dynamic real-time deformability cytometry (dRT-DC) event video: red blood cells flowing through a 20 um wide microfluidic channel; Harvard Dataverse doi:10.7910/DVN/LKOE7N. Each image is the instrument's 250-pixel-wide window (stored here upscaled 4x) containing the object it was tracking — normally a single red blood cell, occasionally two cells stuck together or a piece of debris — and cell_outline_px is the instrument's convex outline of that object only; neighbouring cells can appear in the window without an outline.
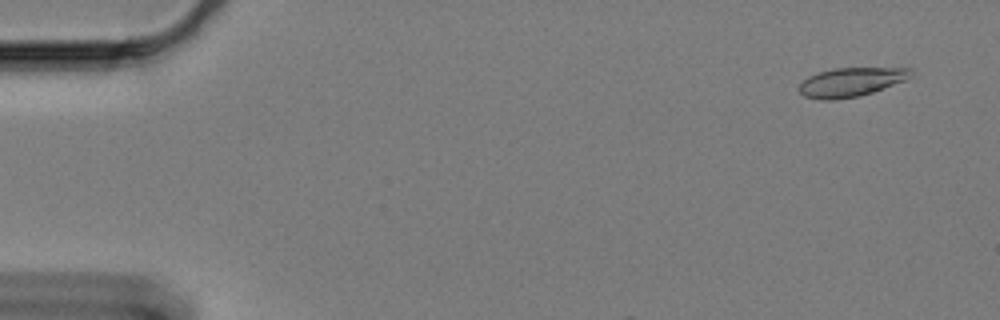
{"species": "Egyptian fruit bat (a non-hibernating species)", "species_latin": "Rousettus aegyptiacus", "temperature_condition": "cold", "stored_images_in_passage": 8, "camera_frame_rate_fps": 3000, "um_per_image_px": 0.085, "animal": {"sex": "female"}, "frame": {"image": 1, "passage_image": 4, "time_ms": 1.0, "image_size_px": [1000, 320], "cell_outline_px": [[912, 76], [904, 80], [872, 92], [860, 96], [832, 100], [820, 100], [804, 96], [796, 88], [808, 76], [832, 68], [912, 68]], "centroid_in_image_um": [72.29, 6.98], "position_along_channel_um": 12.7, "area_um2": 18.79}}